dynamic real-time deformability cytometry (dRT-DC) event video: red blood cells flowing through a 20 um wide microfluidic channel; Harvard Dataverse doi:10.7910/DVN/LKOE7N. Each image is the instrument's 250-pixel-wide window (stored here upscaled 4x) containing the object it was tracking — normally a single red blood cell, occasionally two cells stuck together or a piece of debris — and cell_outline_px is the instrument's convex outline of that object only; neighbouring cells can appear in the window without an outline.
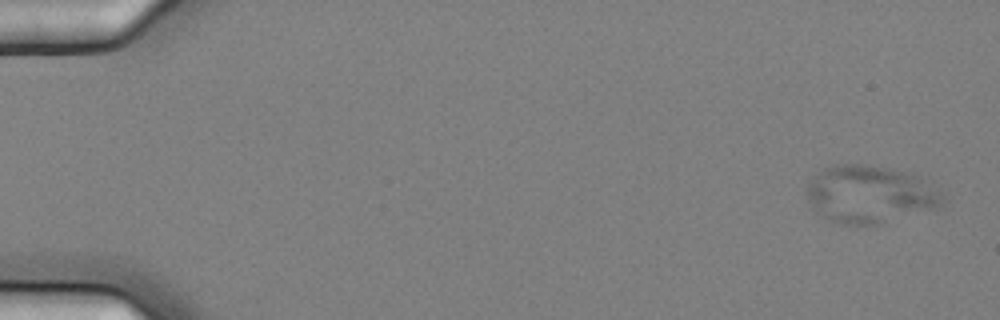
{"species": "common noctule bat (a hibernating species)", "species_latin": "Nyctalus noctula", "temperature_condition": "cold", "stored_images_in_passage": 15, "camera_frame_rate_fps": 3000, "um_per_image_px": 0.085, "animal": {"sex": "female", "body_mass_g": 25.1}, "frame": {"image": 1, "passage_image": 1, "time_ms": 0.0, "image_size_px": [1000, 320], "cell_outline_px": [[944, 200], [940, 208], [876, 224], [844, 224], [832, 220], [816, 212], [812, 208], [804, 192], [808, 184], [824, 168], [836, 164], [864, 164], [912, 172], [920, 176], [940, 192], [944, 196]], "centroid_in_image_um": [73.96, 16.5], "position_along_channel_um": 11.0, "area_um2": 45.55}}
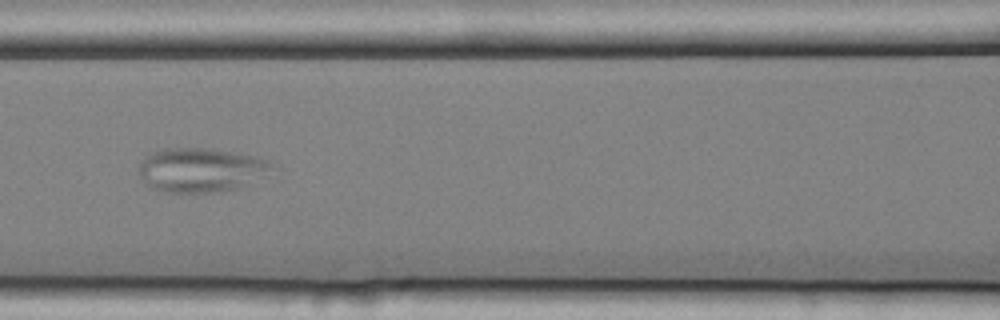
{"frame": {"image": 2, "passage_image": 7, "time_ms": 2.0, "image_size_px": [1000, 320], "cell_outline_px": [[276, 164], [268, 176], [248, 184], [236, 188], [216, 192], [164, 192], [152, 188], [144, 180], [140, 172], [140, 164], [152, 152], [164, 148], [212, 148], [260, 156], [272, 160]], "centroid_in_image_um": [17.21, 14.43], "position_along_channel_um": 149.4, "area_um2": 34.62}}
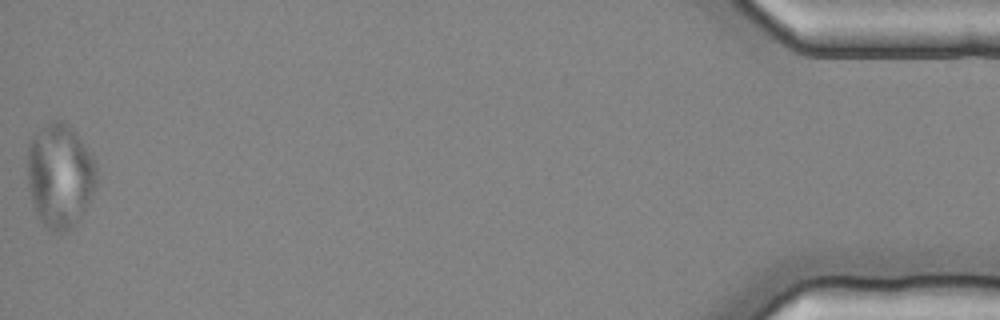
{"frame": {"image": 3, "passage_image": 15, "time_ms": 4.667, "image_size_px": [1000, 320], "cell_outline_px": [[100, 184], [88, 204], [72, 228], [60, 232], [52, 232], [36, 216], [32, 204], [28, 188], [28, 144], [32, 136], [52, 120], [60, 120], [72, 128], [76, 132], [92, 152], [96, 160], [100, 176]], "centroid_in_image_um": [5.15, 14.93], "position_along_channel_um": 430.1, "area_um2": 43.0}}